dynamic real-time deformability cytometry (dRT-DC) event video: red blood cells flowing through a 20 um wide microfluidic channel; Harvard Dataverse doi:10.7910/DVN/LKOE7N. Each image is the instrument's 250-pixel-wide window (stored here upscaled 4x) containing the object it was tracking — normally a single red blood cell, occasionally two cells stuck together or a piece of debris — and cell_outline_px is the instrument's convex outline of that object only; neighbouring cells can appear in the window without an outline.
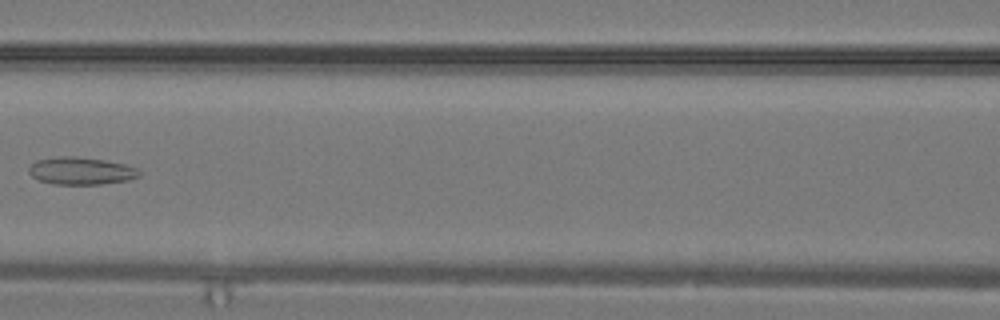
{"species": "common noctule bat (a hibernating species)", "species_latin": "Nyctalus noctula", "temperature_condition": "warm", "stored_images_in_passage": 7, "camera_frame_rate_fps": 3000, "um_per_image_px": 0.085, "animal": {"sex": "male", "body_mass_g": 19.2, "forearm_length_mm": 51.8}, "frame": {"image": 1, "passage_image": 6, "time_ms": 1.667, "image_size_px": [1000, 320], "cell_outline_px": [[140, 176], [128, 180], [100, 184], [56, 184], [40, 180], [32, 176], [28, 172], [28, 168], [36, 160], [60, 156], [76, 156], [104, 160], [128, 164], [136, 168], [140, 172]], "centroid_in_image_um": [6.9, 14.51], "position_along_channel_um": 159.7, "area_um2": 17.63}}